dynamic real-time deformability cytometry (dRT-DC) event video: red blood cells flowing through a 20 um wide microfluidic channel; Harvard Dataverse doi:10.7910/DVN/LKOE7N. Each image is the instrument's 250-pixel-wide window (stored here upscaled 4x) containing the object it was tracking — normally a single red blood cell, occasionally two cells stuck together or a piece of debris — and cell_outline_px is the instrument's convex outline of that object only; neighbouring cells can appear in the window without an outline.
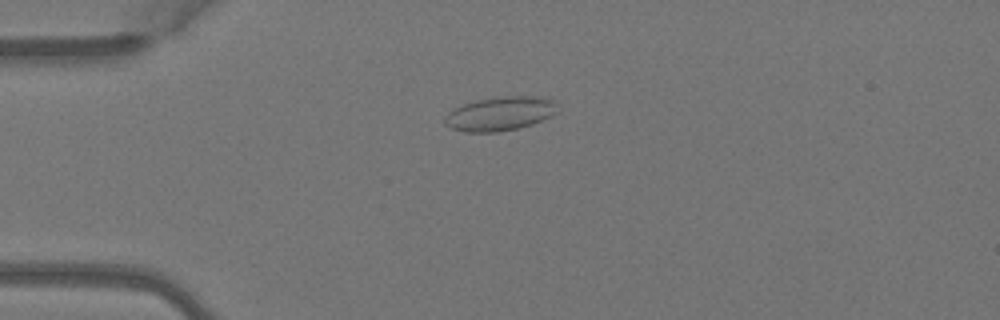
{"species": "Egyptian fruit bat (a non-hibernating species)", "species_latin": "Rousettus aegyptiacus", "temperature_condition": "warm", "stored_images_in_passage": 6, "camera_frame_rate_fps": 3000, "um_per_image_px": 0.085, "animal": {"sex": "female"}, "frame": {"image": 1, "passage_image": 4, "time_ms": 1.0, "image_size_px": [1000, 320], "cell_outline_px": [[556, 112], [552, 116], [532, 124], [516, 128], [496, 132], [464, 132], [452, 128], [444, 124], [444, 116], [448, 112], [464, 104], [480, 100], [504, 96], [532, 96], [556, 100]], "centroid_in_image_um": [42.5, 9.67], "position_along_channel_um": 42.5, "area_um2": 22.08}}
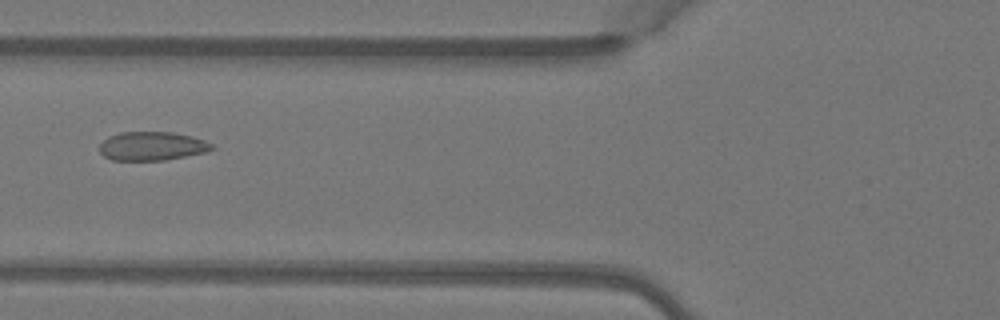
{"frame": {"image": 2, "passage_image": 6, "time_ms": 1.667, "image_size_px": [1000, 320], "cell_outline_px": [[216, 148], [208, 152], [164, 160], [112, 160], [104, 156], [100, 152], [100, 144], [108, 136], [120, 132], [172, 132], [192, 136], [204, 140], [212, 144]], "centroid_in_image_um": [12.94, 12.41], "position_along_channel_um": 112.9, "area_um2": 18.9}}